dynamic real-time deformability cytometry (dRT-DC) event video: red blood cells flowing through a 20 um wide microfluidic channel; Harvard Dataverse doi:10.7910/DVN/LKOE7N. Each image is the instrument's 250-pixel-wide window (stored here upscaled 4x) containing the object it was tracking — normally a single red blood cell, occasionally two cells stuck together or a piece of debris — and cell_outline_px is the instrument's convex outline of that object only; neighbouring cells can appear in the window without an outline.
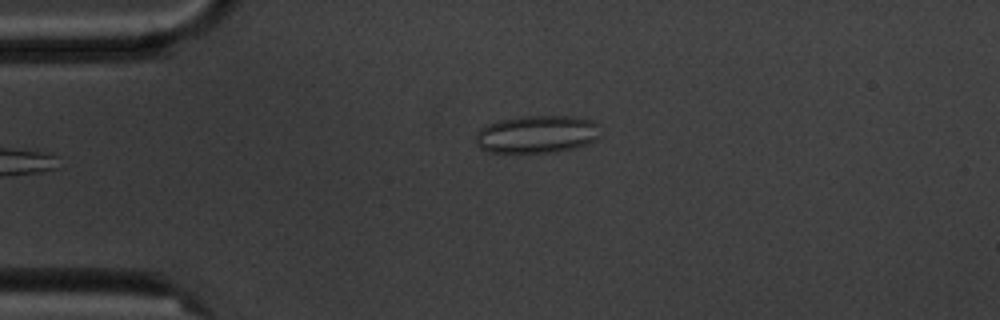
{"species": "common noctule bat (a hibernating species)", "species_latin": "Nyctalus noctula", "temperature_condition": "cold", "stored_images_in_passage": 5, "camera_frame_rate_fps": 3000, "um_per_image_px": 0.085, "animal": {"sex": "male", "body_mass_g": 20.1, "forearm_length_mm": 53.5}, "frame": {"image": 1, "passage_image": 5, "time_ms": 4.667, "image_size_px": [1000, 320], "cell_outline_px": [[600, 136], [596, 140], [588, 144], [576, 148], [556, 152], [492, 152], [480, 148], [476, 144], [476, 132], [480, 128], [488, 124], [500, 120], [520, 116], [576, 116], [588, 120], [596, 124]], "centroid_in_image_um": [45.63, 11.41], "position_along_channel_um": 39.4, "area_um2": 27.4}}